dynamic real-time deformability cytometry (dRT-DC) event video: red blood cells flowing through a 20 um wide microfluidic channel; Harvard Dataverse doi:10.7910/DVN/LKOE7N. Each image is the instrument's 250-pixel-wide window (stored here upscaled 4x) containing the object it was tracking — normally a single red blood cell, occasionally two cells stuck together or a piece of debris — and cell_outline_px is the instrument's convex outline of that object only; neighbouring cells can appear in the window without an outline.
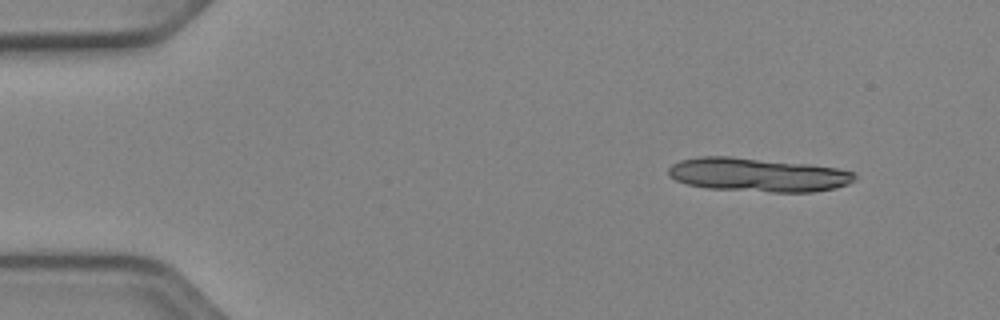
{"species": "Egyptian fruit bat (a non-hibernating species)", "species_latin": "Rousettus aegyptiacus", "temperature_condition": "cold", "stored_images_in_passage": 10, "camera_frame_rate_fps": 3000, "um_per_image_px": 0.085, "animal": {"sex": "female"}, "frame": {"image": 1, "passage_image": 1, "time_ms": 0.0, "image_size_px": [1000, 320], "cell_outline_px": [[856, 180], [848, 184], [836, 188], [816, 192], [772, 192], [708, 188], [688, 184], [676, 180], [668, 176], [668, 168], [672, 164], [680, 160], [700, 156], [732, 156], [808, 164], [836, 168], [856, 172]], "centroid_in_image_um": [64.43, 14.85], "position_along_channel_um": 20.6, "area_um2": 36.88}}